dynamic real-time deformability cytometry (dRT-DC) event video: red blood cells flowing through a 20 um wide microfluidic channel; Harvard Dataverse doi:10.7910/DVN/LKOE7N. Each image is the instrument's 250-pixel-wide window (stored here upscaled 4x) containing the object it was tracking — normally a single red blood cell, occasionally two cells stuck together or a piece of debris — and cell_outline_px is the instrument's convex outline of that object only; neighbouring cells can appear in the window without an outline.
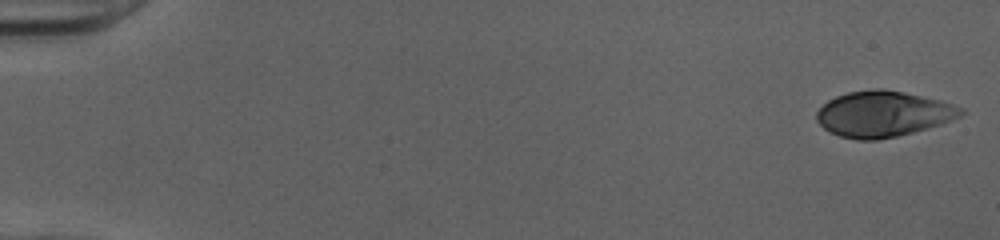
{"species": "human", "species_latin": "Homo sapiens", "temperature_condition": "cold", "stored_images_in_passage": 50, "camera_frame_rate_fps": 3000, "um_per_image_px": 0.085, "donor": {"sex": "female"}, "frame": {"image": 1, "passage_image": 1, "time_ms": 0.0, "image_size_px": [1000, 240], "cell_outline_px": [[964, 112], [960, 116], [940, 124], [928, 128], [896, 136], [876, 140], [856, 140], [840, 136], [824, 128], [816, 120], [816, 112], [828, 100], [836, 96], [848, 92], [872, 88], [880, 88], [904, 92], [940, 100], [964, 108]], "centroid_in_image_um": [75.05, 9.68], "position_along_channel_um": 9.9, "area_um2": 38.32}}
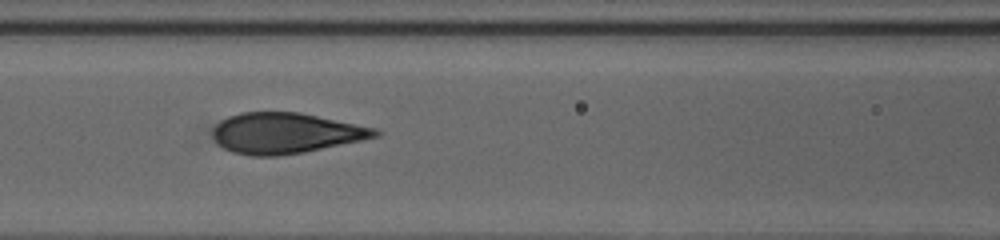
{"frame": {"image": 2, "passage_image": 23, "time_ms": 7.333, "image_size_px": [1000, 240], "cell_outline_px": [[380, 136], [304, 152], [276, 156], [252, 156], [232, 152], [216, 144], [212, 136], [212, 128], [220, 120], [228, 116], [240, 112], [300, 112], [376, 128], [380, 132]], "centroid_in_image_um": [24.22, 11.31], "position_along_channel_um": 142.4, "area_um2": 38.61}}
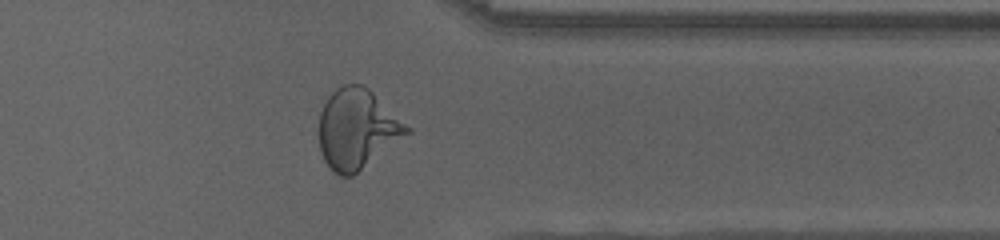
{"frame": {"image": 3, "passage_image": 41, "time_ms": 13.333, "image_size_px": [1000, 240], "cell_outline_px": [[412, 132], [352, 176], [340, 176], [332, 172], [324, 160], [320, 152], [320, 112], [328, 96], [336, 88], [344, 84], [360, 84], [368, 88], [412, 128]], "centroid_in_image_um": [30.37, 10.97], "position_along_channel_um": 381.0, "area_um2": 40.86}, "authors_computed_cell_mechanics": {"area_um2": 38.148, "velocity_mm_per_s": 4.0564, "shape_relaxation_time_tau1_ms": 5.0359, "shape_relaxation_time_tau2_ms": null, "deformation_change_tau1": 0.2005, "deformation_change_tau2": null}}